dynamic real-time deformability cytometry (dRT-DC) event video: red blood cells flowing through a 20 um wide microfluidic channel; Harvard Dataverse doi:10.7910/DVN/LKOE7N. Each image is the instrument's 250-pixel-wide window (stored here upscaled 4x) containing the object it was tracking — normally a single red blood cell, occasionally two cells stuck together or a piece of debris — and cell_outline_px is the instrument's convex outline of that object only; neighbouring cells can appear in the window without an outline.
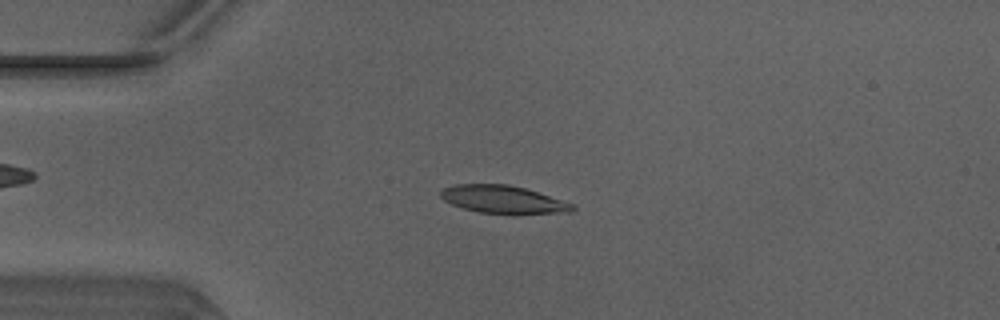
{"species": "Egyptian fruit bat (a non-hibernating species)", "species_latin": "Rousettus aegyptiacus", "temperature_condition": "warm", "stored_images_in_passage": 49, "camera_frame_rate_fps": 3000, "um_per_image_px": 0.085, "animal": {"sex": "male"}, "frame": {"image": 1, "passage_image": 12, "time_ms": 3.667, "image_size_px": [1000, 320], "cell_outline_px": [[576, 208], [572, 212], [512, 216], [476, 212], [452, 204], [444, 200], [440, 196], [440, 192], [444, 188], [456, 184], [508, 184], [524, 188], [572, 204]], "centroid_in_image_um": [42.78, 17.0], "position_along_channel_um": 42.2, "area_um2": 21.79}}
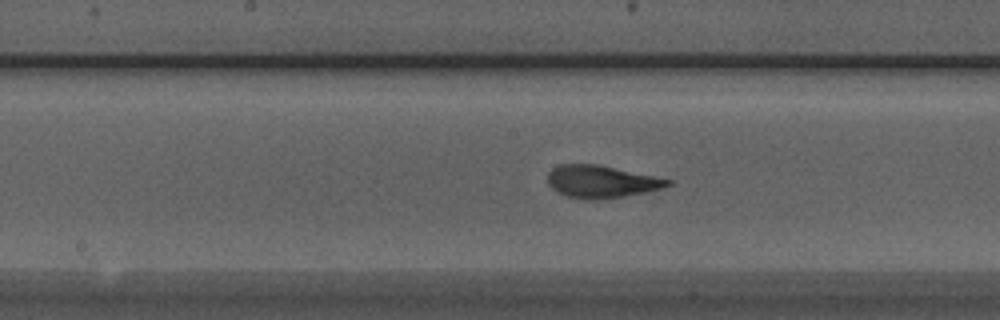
{"frame": {"image": 2, "passage_image": 25, "time_ms": 8.0, "image_size_px": [1000, 320], "cell_outline_px": [[672, 184], [664, 188], [624, 196], [596, 200], [584, 200], [568, 196], [556, 192], [548, 184], [548, 172], [552, 168], [560, 164], [596, 164], [672, 180]], "centroid_in_image_um": [51.08, 15.44], "position_along_channel_um": 197.1, "area_um2": 22.6}}
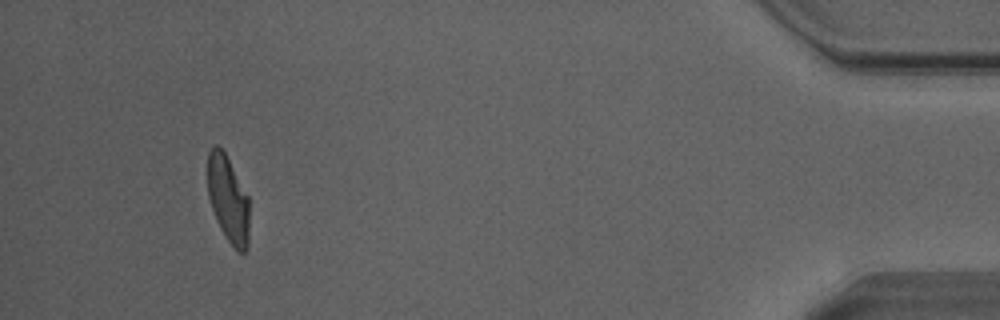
{"frame": {"image": 3, "passage_image": 46, "time_ms": 15.0, "image_size_px": [1000, 320], "cell_outline_px": [[248, 248], [244, 252], [240, 252], [228, 240], [220, 228], [216, 220], [208, 196], [208, 152], [216, 144], [224, 152], [248, 196]], "centroid_in_image_um": [19.38, 16.93], "position_along_channel_um": 415.8, "area_um2": 20.58}, "authors_computed_cell_mechanics": {"area_um2": 21.9062, "velocity_mm_per_s": 4.1381, "shape_relaxation_time_tau1_ms": 4.0895, "shape_relaxation_time_tau2_ms": 1.1983, "deformation_change_tau1": 0.2004, "deformation_change_tau2": 0.089}}